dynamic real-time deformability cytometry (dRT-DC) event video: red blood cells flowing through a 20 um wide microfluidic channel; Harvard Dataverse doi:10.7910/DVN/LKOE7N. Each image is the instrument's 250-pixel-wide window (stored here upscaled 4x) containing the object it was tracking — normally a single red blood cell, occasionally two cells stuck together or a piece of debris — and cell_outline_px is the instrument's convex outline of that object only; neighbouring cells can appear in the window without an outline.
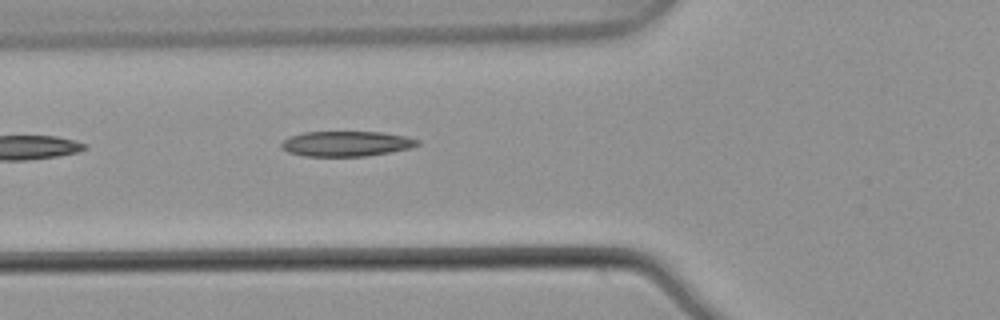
{"species": "common noctule bat (a hibernating species)", "species_latin": "Nyctalus noctula", "temperature_condition": "warm", "stored_images_in_passage": 6, "camera_frame_rate_fps": 3000, "um_per_image_px": 0.085, "animal": {"sex": "male", "body_mass_g": 21.5, "forearm_length_mm": 52.0}, "frame": {"image": 1, "passage_image": 6, "time_ms": 1.667, "image_size_px": [1000, 320], "cell_outline_px": [[420, 144], [408, 148], [388, 152], [364, 156], [304, 156], [288, 152], [280, 144], [284, 140], [292, 136], [304, 132], [380, 132], [404, 136], [420, 140]], "centroid_in_image_um": [29.43, 12.21], "position_along_channel_um": 96.4, "area_um2": 19.65}}